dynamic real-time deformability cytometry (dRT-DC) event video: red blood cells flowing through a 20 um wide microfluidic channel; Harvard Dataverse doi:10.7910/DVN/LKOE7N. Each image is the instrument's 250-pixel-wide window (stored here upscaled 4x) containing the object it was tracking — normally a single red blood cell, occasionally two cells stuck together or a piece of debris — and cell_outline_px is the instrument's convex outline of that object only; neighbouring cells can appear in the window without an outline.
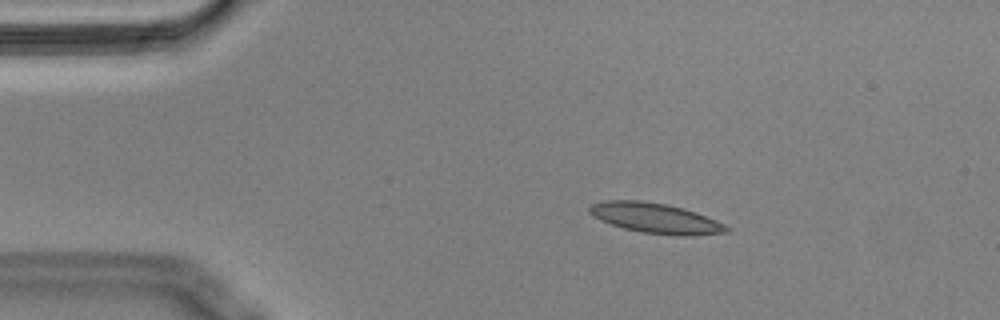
{"species": "Egyptian fruit bat (a non-hibernating species)", "species_latin": "Rousettus aegyptiacus", "temperature_condition": "cold", "stored_images_in_passage": 20, "camera_frame_rate_fps": 3000, "um_per_image_px": 0.085, "animal": {"sex": "male"}, "frame": {"image": 1, "passage_image": 9, "time_ms": 2.667, "image_size_px": [1000, 320], "cell_outline_px": [[732, 228], [728, 232], [692, 236], [676, 236], [640, 232], [624, 228], [600, 220], [592, 216], [588, 212], [588, 208], [592, 204], [604, 200], [644, 200], [668, 204], [684, 208], [696, 212], [716, 220]], "centroid_in_image_um": [55.73, 18.54], "position_along_channel_um": 29.3, "area_um2": 24.45}}